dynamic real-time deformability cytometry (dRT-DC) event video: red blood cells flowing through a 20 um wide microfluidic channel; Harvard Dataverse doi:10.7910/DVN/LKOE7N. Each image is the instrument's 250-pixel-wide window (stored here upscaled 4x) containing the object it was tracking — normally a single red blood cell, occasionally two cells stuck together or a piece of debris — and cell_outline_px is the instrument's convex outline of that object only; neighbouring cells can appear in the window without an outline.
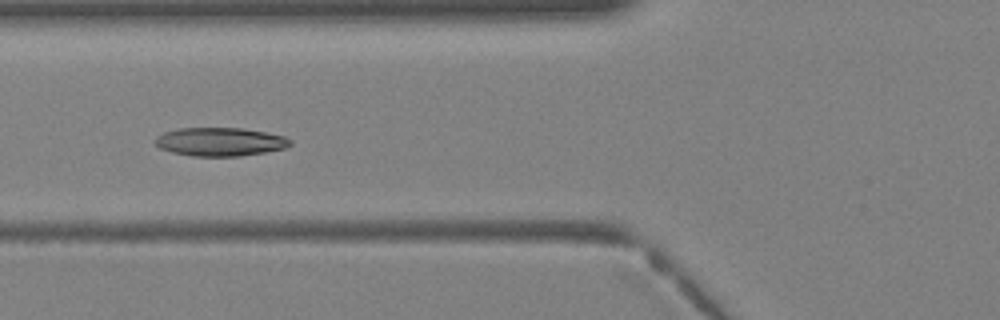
{"species": "Egyptian fruit bat (a non-hibernating species)", "species_latin": "Rousettus aegyptiacus", "temperature_condition": "warm", "stored_images_in_passage": 29, "camera_frame_rate_fps": 3000, "um_per_image_px": 0.085, "animal": {"sex": "female"}, "frame": {"image": 1, "passage_image": 6, "time_ms": 1.667, "image_size_px": [1000, 320], "cell_outline_px": [[292, 144], [284, 148], [264, 152], [240, 156], [192, 156], [172, 152], [160, 148], [156, 144], [156, 136], [164, 132], [180, 128], [244, 128], [284, 136], [292, 140]], "centroid_in_image_um": [18.71, 12.05], "position_along_channel_um": 107.1, "area_um2": 22.31}}
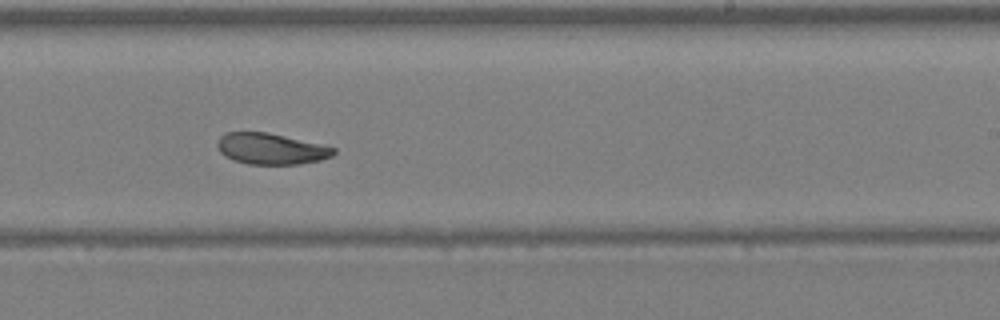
{"frame": {"image": 2, "passage_image": 15, "time_ms": 4.667, "image_size_px": [1000, 320], "cell_outline_px": [[336, 152], [332, 156], [320, 160], [300, 164], [248, 164], [224, 156], [220, 152], [216, 144], [220, 136], [224, 132], [268, 132], [336, 148]], "centroid_in_image_um": [23.01, 12.64], "position_along_channel_um": 266.0, "area_um2": 20.98}}
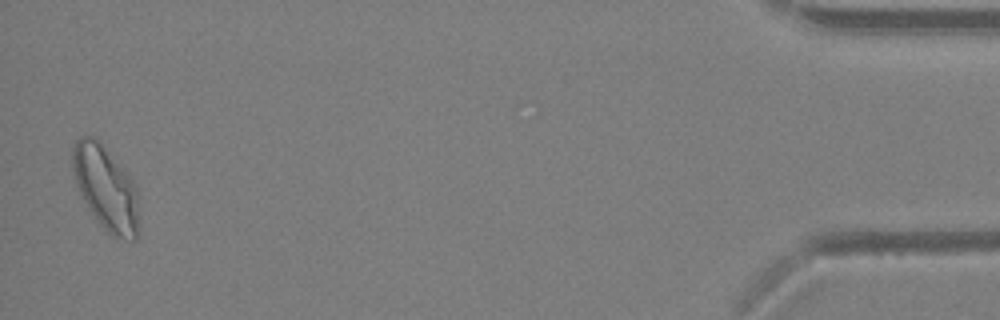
{"frame": {"image": 3, "passage_image": 29, "time_ms": 9.333, "image_size_px": [1000, 320], "cell_outline_px": [[140, 232], [136, 240], [116, 240], [96, 220], [88, 208], [76, 184], [72, 168], [72, 144], [80, 136], [92, 136], [100, 144], [136, 184]], "centroid_in_image_um": [9.01, 16.07], "position_along_channel_um": 426.2, "area_um2": 32.54}}